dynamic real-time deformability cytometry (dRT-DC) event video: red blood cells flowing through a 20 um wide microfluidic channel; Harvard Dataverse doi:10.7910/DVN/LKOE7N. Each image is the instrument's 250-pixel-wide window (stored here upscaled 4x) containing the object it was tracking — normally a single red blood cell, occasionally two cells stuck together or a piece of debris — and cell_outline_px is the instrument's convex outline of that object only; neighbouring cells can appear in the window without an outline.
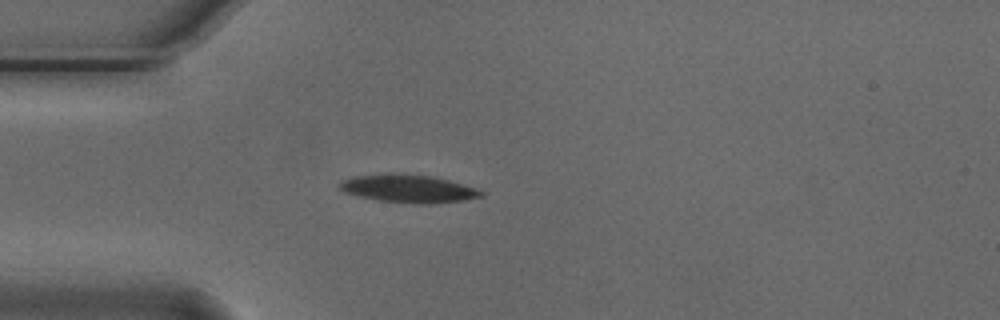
{"species": "Egyptian fruit bat (a non-hibernating species)", "species_latin": "Rousettus aegyptiacus", "temperature_condition": "cold", "stored_images_in_passage": 39, "camera_frame_rate_fps": 3000, "um_per_image_px": 0.085, "animal": {"sex": "male"}, "frame": {"image": 1, "passage_image": 9, "time_ms": 2.667, "image_size_px": [1000, 320], "cell_outline_px": [[484, 196], [464, 200], [432, 204], [412, 204], [376, 200], [356, 196], [344, 192], [340, 188], [340, 180], [352, 176], [388, 172], [392, 172], [432, 176], [464, 184], [476, 188], [484, 192]], "centroid_in_image_um": [34.68, 16.03], "position_along_channel_um": 50.3, "area_um2": 23.58}}
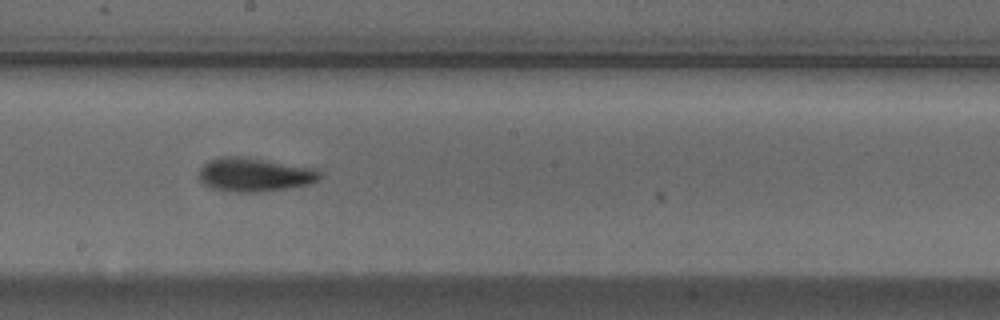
{"frame": {"image": 2, "passage_image": 24, "time_ms": 7.667, "image_size_px": [1000, 320], "cell_outline_px": [[320, 180], [308, 184], [288, 188], [260, 192], [232, 192], [212, 188], [204, 184], [200, 180], [200, 168], [208, 160], [220, 156], [240, 156], [316, 168], [320, 172]], "centroid_in_image_um": [21.63, 14.84], "position_along_channel_um": 226.6, "area_um2": 23.81}}
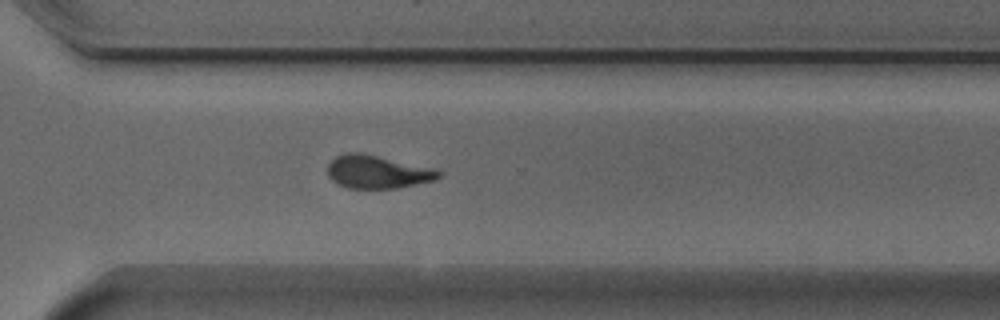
{"frame": {"image": 3, "passage_image": 33, "time_ms": 10.667, "image_size_px": [1000, 320], "cell_outline_px": [[440, 176], [432, 180], [396, 188], [348, 188], [336, 184], [328, 176], [328, 164], [336, 156], [348, 152], [360, 152], [436, 168], [440, 172]], "centroid_in_image_um": [32.05, 14.6], "position_along_channel_um": 338.6, "area_um2": 21.33}, "authors_computed_cell_mechanics": {"area_um2": 22.253, "velocity_mm_per_s": 3.7411, "shape_relaxation_time_tau1_ms": 2.3156, "shape_relaxation_time_tau2_ms": 2.5159, "deformation_change_tau1": 0.1474, "deformation_change_tau2": 0.1056}}